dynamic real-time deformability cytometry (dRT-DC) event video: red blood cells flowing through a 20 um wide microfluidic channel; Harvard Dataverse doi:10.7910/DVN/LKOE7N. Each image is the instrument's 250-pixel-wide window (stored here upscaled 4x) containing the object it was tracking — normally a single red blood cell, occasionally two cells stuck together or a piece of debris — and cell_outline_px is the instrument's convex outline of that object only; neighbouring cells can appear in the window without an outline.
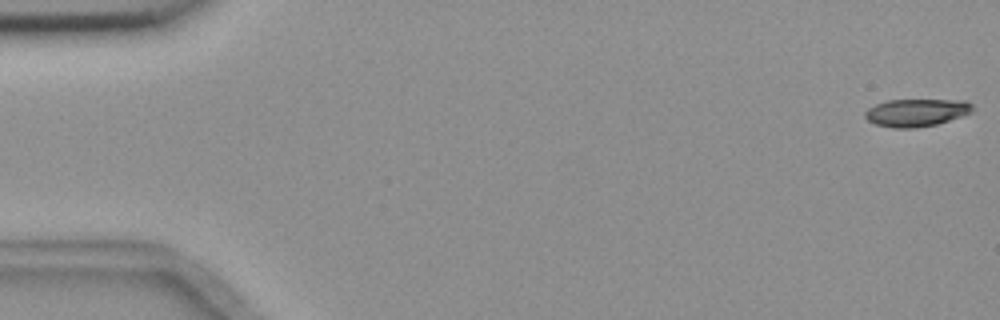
{"species": "common noctule bat (a hibernating species)", "species_latin": "Nyctalus noctula", "temperature_condition": "room temperature", "stored_images_in_passage": 6, "camera_frame_rate_fps": 3000, "um_per_image_px": 0.085, "animal": {"sex": "female", "body_mass_g": 18.4}, "frame": {"image": 1, "passage_image": 1, "time_ms": 0.0, "image_size_px": [1000, 320], "cell_outline_px": [[972, 112], [936, 124], [912, 128], [892, 128], [876, 124], [868, 120], [864, 116], [864, 112], [868, 108], [876, 104], [888, 100], [968, 100], [972, 104]], "centroid_in_image_um": [77.87, 9.56], "position_along_channel_um": 7.1, "area_um2": 17.17}}
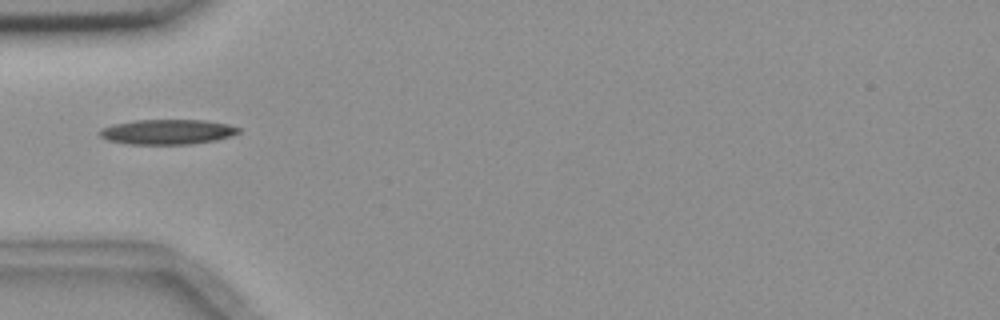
{"frame": {"image": 2, "passage_image": 6, "time_ms": 5.667, "image_size_px": [1000, 320], "cell_outline_px": [[240, 132], [232, 136], [216, 140], [192, 144], [128, 144], [108, 140], [100, 136], [100, 128], [116, 124], [136, 120], [204, 120], [228, 124], [240, 128]], "centroid_in_image_um": [14.26, 11.21], "position_along_channel_um": 70.7, "area_um2": 20.17}}